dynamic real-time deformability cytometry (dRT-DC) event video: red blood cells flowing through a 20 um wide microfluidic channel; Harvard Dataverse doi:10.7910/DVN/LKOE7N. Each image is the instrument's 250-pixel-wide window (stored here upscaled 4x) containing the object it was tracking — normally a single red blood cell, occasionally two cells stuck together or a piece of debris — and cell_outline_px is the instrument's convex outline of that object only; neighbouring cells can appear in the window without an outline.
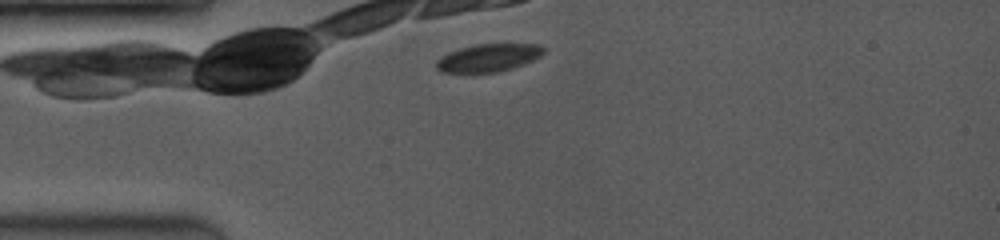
{"species": "common noctule bat (a hibernating species)", "species_latin": "Nyctalus noctula", "temperature_condition": "room temperature", "stored_images_in_passage": 21, "camera_frame_rate_fps": 3500, "um_per_image_px": 0.085, "animal": {"sex": "female", "body_mass_g": 19.0, "forearm_length_mm": 53.3}, "frame": {"image": 1, "passage_image": 6, "time_ms": 1.429, "image_size_px": [1000, 240], "cell_outline_px": [[544, 52], [540, 56], [532, 60], [512, 68], [496, 72], [440, 72], [436, 68], [436, 60], [440, 56], [448, 52], [460, 48], [476, 44], [540, 44], [544, 48]], "centroid_in_image_um": [41.48, 4.9], "position_along_channel_um": 43.5, "area_um2": 17.28}}